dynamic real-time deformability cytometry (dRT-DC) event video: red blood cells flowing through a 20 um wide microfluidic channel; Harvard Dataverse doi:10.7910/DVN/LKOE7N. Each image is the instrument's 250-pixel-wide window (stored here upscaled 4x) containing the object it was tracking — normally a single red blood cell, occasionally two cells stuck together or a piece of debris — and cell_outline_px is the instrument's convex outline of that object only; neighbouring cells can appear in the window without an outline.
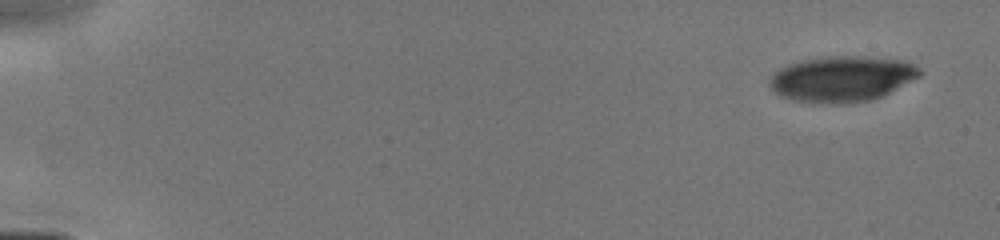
{"species": "human", "species_latin": "Homo sapiens", "temperature_condition": "cold", "stored_images_in_passage": 11, "camera_frame_rate_fps": 3000, "um_per_image_px": 0.085, "donor": {"sex": "male"}, "frame": {"image": 1, "passage_image": 1, "time_ms": 0.0, "image_size_px": [1000, 240], "cell_outline_px": [[920, 76], [872, 100], [840, 104], [820, 104], [792, 100], [780, 96], [768, 84], [768, 80], [780, 68], [788, 64], [800, 60], [828, 56], [864, 56], [904, 60], [920, 68]], "centroid_in_image_um": [71.52, 6.7], "position_along_channel_um": 13.5, "area_um2": 40.0}}
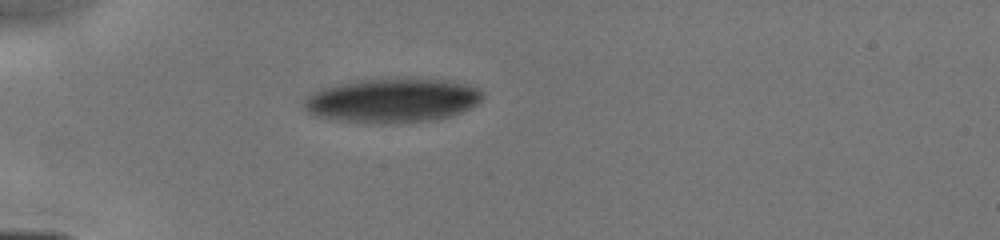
{"frame": {"image": 2, "passage_image": 5, "time_ms": 4.0, "image_size_px": [1000, 240], "cell_outline_px": [[484, 96], [476, 104], [460, 112], [448, 116], [432, 120], [396, 124], [368, 124], [336, 120], [320, 116], [308, 112], [304, 108], [304, 100], [312, 92], [320, 88], [336, 84], [356, 80], [452, 80], [476, 88], [484, 92]], "centroid_in_image_um": [33.31, 8.57], "position_along_channel_um": 51.7, "area_um2": 45.72}}
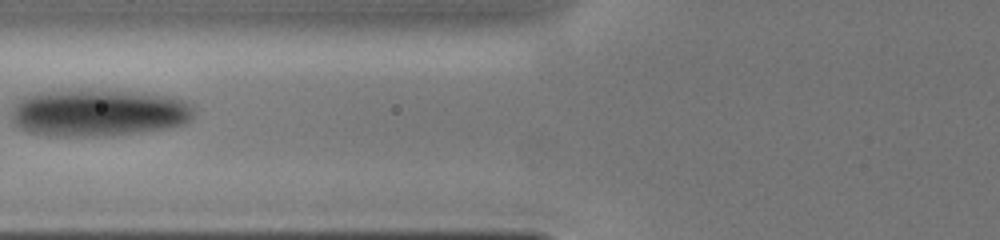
{"frame": {"image": 3, "passage_image": 7, "time_ms": 6.0, "image_size_px": [1000, 240], "cell_outline_px": [[196, 112], [192, 120], [184, 124], [172, 128], [112, 136], [48, 136], [28, 132], [20, 128], [12, 120], [12, 100], [32, 92], [60, 88], [88, 88], [140, 92], [176, 96], [184, 100], [196, 108]], "centroid_in_image_um": [8.35, 9.54], "position_along_channel_um": 117.4, "area_um2": 52.66}}